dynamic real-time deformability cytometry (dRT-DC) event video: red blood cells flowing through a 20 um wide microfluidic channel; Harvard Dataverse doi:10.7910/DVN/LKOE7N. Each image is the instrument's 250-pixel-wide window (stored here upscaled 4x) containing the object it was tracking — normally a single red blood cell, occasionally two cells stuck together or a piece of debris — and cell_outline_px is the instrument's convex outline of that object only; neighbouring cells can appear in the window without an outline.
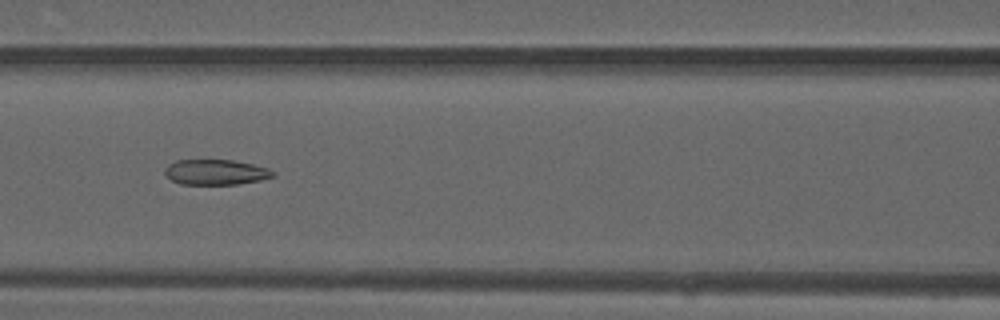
{"species": "common noctule bat (a hibernating species)", "species_latin": "Nyctalus noctula", "temperature_condition": "warm", "stored_images_in_passage": 35, "camera_frame_rate_fps": 3000, "um_per_image_px": 0.085, "animal": {"sex": "male", "forearm_length_mm": 52.5}, "frame": {"image": 1, "passage_image": 7, "time_ms": 2.0, "image_size_px": [1000, 320], "cell_outline_px": [[276, 176], [260, 180], [240, 184], [180, 184], [172, 180], [164, 172], [164, 168], [168, 164], [176, 160], [232, 160], [252, 164], [268, 168], [276, 172]], "centroid_in_image_um": [18.36, 14.63], "position_along_channel_um": 148.2, "area_um2": 16.01}}
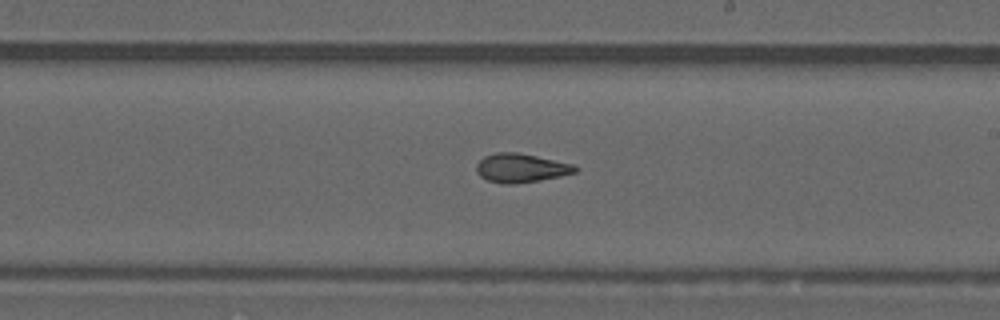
{"frame": {"image": 2, "passage_image": 14, "time_ms": 4.333, "image_size_px": [1000, 320], "cell_outline_px": [[580, 168], [576, 172], [560, 176], [540, 180], [516, 184], [504, 184], [488, 180], [480, 176], [476, 172], [476, 164], [484, 156], [496, 152], [516, 152], [576, 164]], "centroid_in_image_um": [44.3, 14.28], "position_along_channel_um": 244.7, "area_um2": 16.76}}
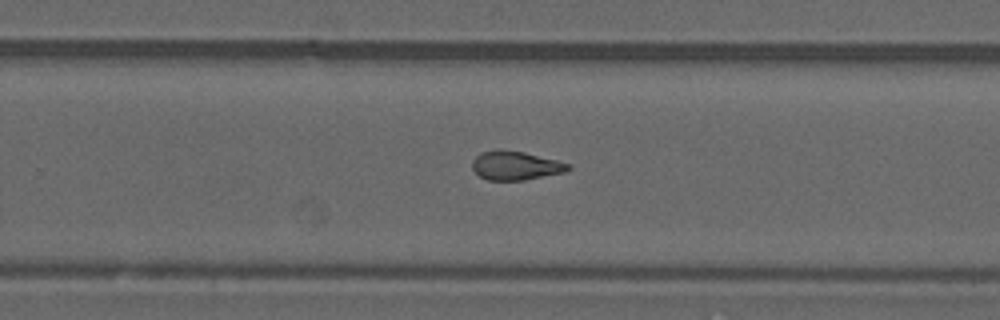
{"frame": {"image": 3, "passage_image": 17, "time_ms": 5.333, "image_size_px": [1000, 320], "cell_outline_px": [[572, 168], [568, 172], [524, 180], [488, 180], [480, 176], [472, 168], [472, 160], [480, 152], [496, 148], [524, 152], [572, 164]], "centroid_in_image_um": [43.84, 14.06], "position_along_channel_um": 286.0, "area_um2": 16.42}, "authors_computed_cell_mechanics": {"area_um2": 16.5886, "velocity_mm_per_s": 4.1503, "shape_relaxation_time_tau1_ms": null, "shape_relaxation_time_tau2_ms": 1.7712, "deformation_change_tau1": null, "deformation_change_tau2": 0.094}}